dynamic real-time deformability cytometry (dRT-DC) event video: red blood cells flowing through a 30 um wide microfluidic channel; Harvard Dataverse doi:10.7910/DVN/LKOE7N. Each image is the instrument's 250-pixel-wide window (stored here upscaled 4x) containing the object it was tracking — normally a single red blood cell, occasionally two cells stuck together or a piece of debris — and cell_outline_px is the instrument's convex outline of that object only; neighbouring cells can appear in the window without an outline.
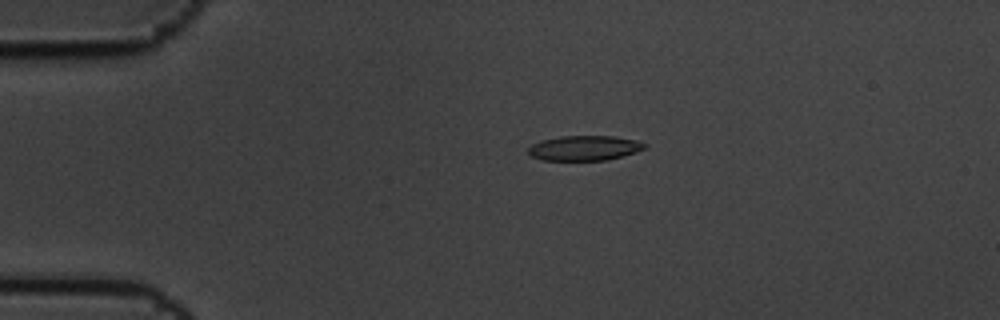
{"species": "common noctule bat (a hibernating species)", "species_latin": "Nyctalus noctula", "temperature_condition": "cold", "stored_images_in_passage": 5, "camera_frame_rate_fps": 3000, "um_per_image_px": 0.085, "animal": {"sex": "male", "body_mass_g": 19.5, "forearm_length_mm": 54.6}, "frame": {"image": 1, "passage_image": 3, "time_ms": 0.667, "image_size_px": [1000, 320], "cell_outline_px": [[648, 148], [636, 152], [604, 160], [544, 160], [532, 156], [528, 152], [528, 148], [532, 144], [540, 140], [560, 136], [612, 136], [636, 140], [648, 144]], "centroid_in_image_um": [49.69, 12.57], "position_along_channel_um": 35.3, "area_um2": 16.88}}
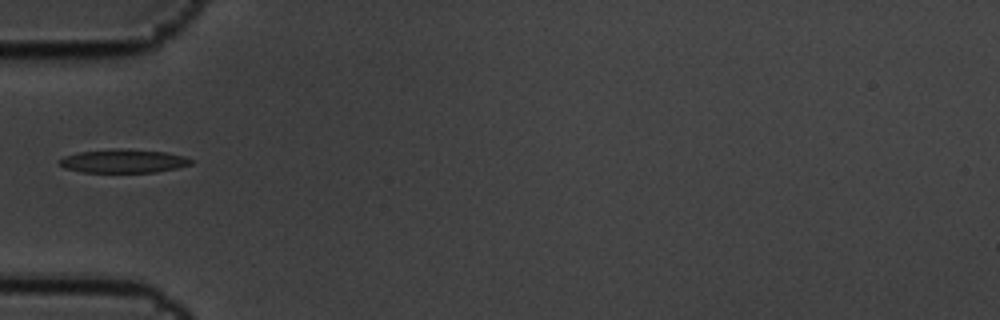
{"frame": {"image": 2, "passage_image": 5, "time_ms": 1.333, "image_size_px": [1000, 320], "cell_outline_px": [[192, 164], [176, 168], [156, 172], [84, 172], [64, 168], [60, 164], [60, 160], [64, 156], [80, 152], [112, 148], [116, 148], [164, 152], [184, 156], [192, 160]], "centroid_in_image_um": [10.49, 13.69], "position_along_channel_um": 74.5, "area_um2": 17.86}}